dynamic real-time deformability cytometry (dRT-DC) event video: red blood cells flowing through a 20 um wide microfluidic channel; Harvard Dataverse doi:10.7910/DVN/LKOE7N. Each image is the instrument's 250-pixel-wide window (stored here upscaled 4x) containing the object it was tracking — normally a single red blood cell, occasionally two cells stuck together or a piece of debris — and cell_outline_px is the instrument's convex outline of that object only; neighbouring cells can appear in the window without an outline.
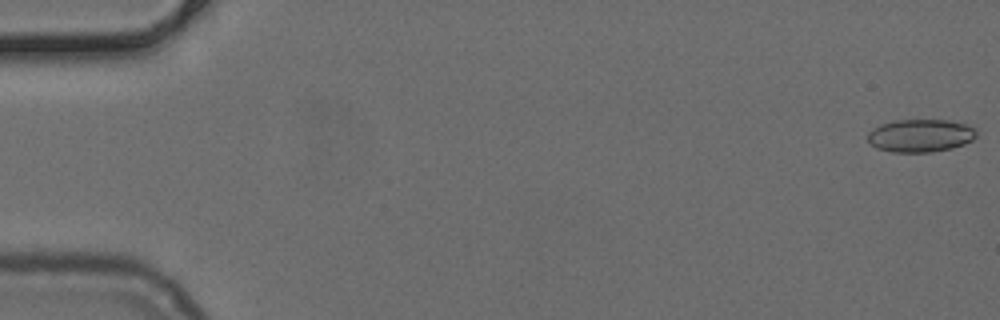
{"species": "common noctule bat (a hibernating species)", "species_latin": "Nyctalus noctula", "temperature_condition": "cold", "stored_images_in_passage": 52, "camera_frame_rate_fps": 3000, "um_per_image_px": 0.085, "animal": {"sex": "female", "body_mass_g": 24.6, "forearm_length_mm": 56.2}, "frame": {"image": 1, "passage_image": 1, "time_ms": 0.0, "image_size_px": [1000, 320], "cell_outline_px": [[976, 136], [972, 140], [964, 144], [952, 148], [932, 152], [892, 152], [876, 148], [868, 140], [868, 132], [872, 128], [880, 124], [892, 120], [948, 120], [964, 124], [976, 128]], "centroid_in_image_um": [78.22, 11.52], "position_along_channel_um": 6.8, "area_um2": 20.92}}
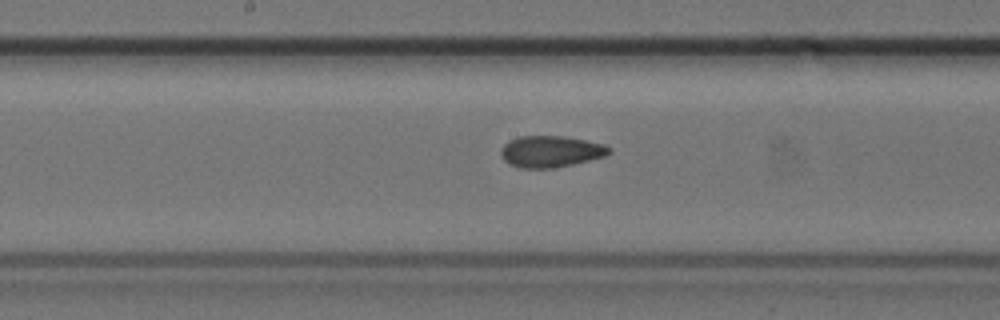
{"frame": {"image": 2, "passage_image": 27, "time_ms": 8.667, "image_size_px": [1000, 320], "cell_outline_px": [[612, 152], [604, 156], [572, 164], [552, 168], [520, 168], [508, 164], [500, 156], [500, 148], [508, 140], [520, 136], [564, 136], [604, 144], [612, 148]], "centroid_in_image_um": [46.77, 12.87], "position_along_channel_um": 201.4, "area_um2": 19.94}}
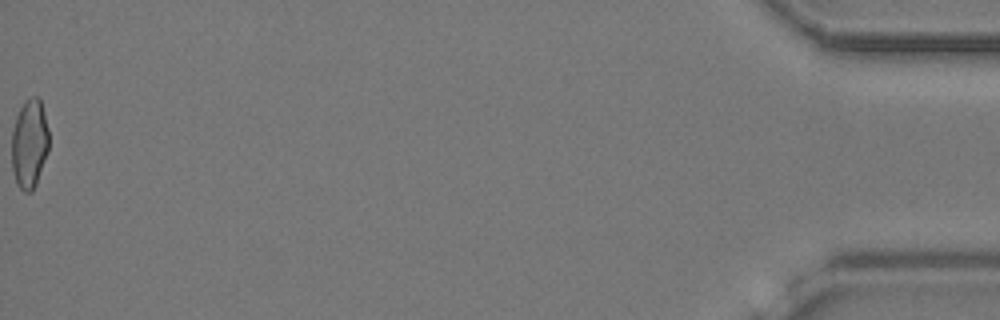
{"frame": {"image": 3, "passage_image": 52, "time_ms": 17.0, "image_size_px": [1000, 320], "cell_outline_px": [[48, 152], [36, 184], [32, 192], [24, 192], [16, 184], [12, 172], [12, 128], [16, 116], [20, 108], [32, 96], [36, 96], [40, 100], [48, 128]], "centroid_in_image_um": [2.49, 12.26], "position_along_channel_um": 432.7, "area_um2": 19.31}}